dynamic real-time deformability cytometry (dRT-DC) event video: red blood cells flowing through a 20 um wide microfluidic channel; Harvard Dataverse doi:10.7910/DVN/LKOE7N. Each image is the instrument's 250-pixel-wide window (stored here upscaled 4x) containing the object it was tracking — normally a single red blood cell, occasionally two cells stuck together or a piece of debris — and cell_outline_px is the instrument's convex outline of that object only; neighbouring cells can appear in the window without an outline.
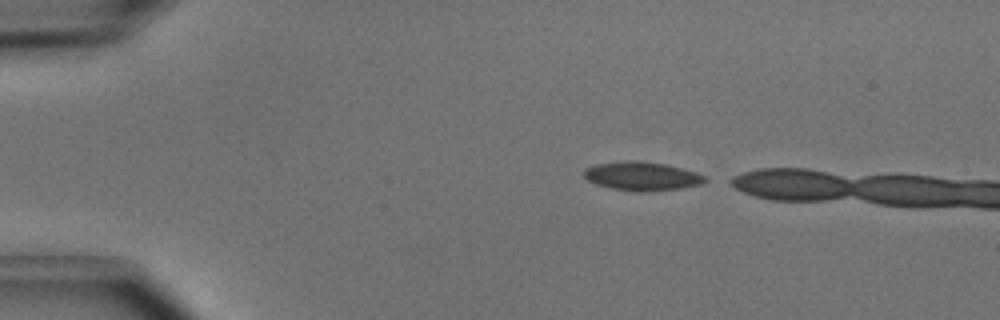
{"species": "common noctule bat (a hibernating species)", "species_latin": "Nyctalus noctula", "temperature_condition": "cold", "stored_images_in_passage": 2, "camera_frame_rate_fps": 3000, "um_per_image_px": 0.085, "animal": {"sex": "male", "body_mass_g": 15.6}, "frame": {"image": 1, "passage_image": 1, "time_ms": 0.0, "image_size_px": [1000, 320], "cell_outline_px": [[708, 180], [700, 184], [684, 188], [640, 192], [632, 192], [612, 188], [596, 184], [588, 180], [584, 176], [584, 168], [596, 164], [628, 160], [640, 160], [664, 164], [696, 172], [708, 176]], "centroid_in_image_um": [54.58, 14.97], "position_along_channel_um": 30.4, "area_um2": 20.4}}